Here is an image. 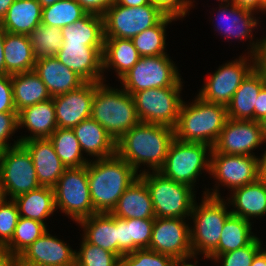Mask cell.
Wrapping results in <instances>:
<instances>
[{"instance_id":"1","label":"cell","mask_w":266,"mask_h":266,"mask_svg":"<svg viewBox=\"0 0 266 266\" xmlns=\"http://www.w3.org/2000/svg\"><path fill=\"white\" fill-rule=\"evenodd\" d=\"M174 139L175 130L170 126L139 122L116 141V154L139 174L158 171Z\"/></svg>"},{"instance_id":"2","label":"cell","mask_w":266,"mask_h":266,"mask_svg":"<svg viewBox=\"0 0 266 266\" xmlns=\"http://www.w3.org/2000/svg\"><path fill=\"white\" fill-rule=\"evenodd\" d=\"M90 196L97 213H111L124 191L138 178V172L117 154L87 164Z\"/></svg>"},{"instance_id":"3","label":"cell","mask_w":266,"mask_h":266,"mask_svg":"<svg viewBox=\"0 0 266 266\" xmlns=\"http://www.w3.org/2000/svg\"><path fill=\"white\" fill-rule=\"evenodd\" d=\"M188 103V104H187ZM227 106L209 103L199 96L191 103L183 100L175 130L182 142L205 143L213 147L227 121Z\"/></svg>"},{"instance_id":"4","label":"cell","mask_w":266,"mask_h":266,"mask_svg":"<svg viewBox=\"0 0 266 266\" xmlns=\"http://www.w3.org/2000/svg\"><path fill=\"white\" fill-rule=\"evenodd\" d=\"M90 117L115 141L140 122L133 95L122 87L115 88L105 82L95 83Z\"/></svg>"},{"instance_id":"5","label":"cell","mask_w":266,"mask_h":266,"mask_svg":"<svg viewBox=\"0 0 266 266\" xmlns=\"http://www.w3.org/2000/svg\"><path fill=\"white\" fill-rule=\"evenodd\" d=\"M202 196L201 203L194 202L189 218L190 238L193 256L202 255L206 259L218 246L224 222L232 213L228 210L229 204L224 196L223 198Z\"/></svg>"},{"instance_id":"6","label":"cell","mask_w":266,"mask_h":266,"mask_svg":"<svg viewBox=\"0 0 266 266\" xmlns=\"http://www.w3.org/2000/svg\"><path fill=\"white\" fill-rule=\"evenodd\" d=\"M212 147L205 143L171 142L165 162L158 170L163 176L177 183L196 189L202 173L210 175ZM205 170V172H204Z\"/></svg>"},{"instance_id":"7","label":"cell","mask_w":266,"mask_h":266,"mask_svg":"<svg viewBox=\"0 0 266 266\" xmlns=\"http://www.w3.org/2000/svg\"><path fill=\"white\" fill-rule=\"evenodd\" d=\"M146 183L156 217L189 219L194 202L195 190L163 176L159 171L139 174Z\"/></svg>"},{"instance_id":"8","label":"cell","mask_w":266,"mask_h":266,"mask_svg":"<svg viewBox=\"0 0 266 266\" xmlns=\"http://www.w3.org/2000/svg\"><path fill=\"white\" fill-rule=\"evenodd\" d=\"M55 206L66 217L78 223L97 212L90 196L87 165L67 168L53 187Z\"/></svg>"},{"instance_id":"9","label":"cell","mask_w":266,"mask_h":266,"mask_svg":"<svg viewBox=\"0 0 266 266\" xmlns=\"http://www.w3.org/2000/svg\"><path fill=\"white\" fill-rule=\"evenodd\" d=\"M210 178L214 189L205 187L203 195L222 198L220 187L232 191L259 179V156L211 153Z\"/></svg>"},{"instance_id":"10","label":"cell","mask_w":266,"mask_h":266,"mask_svg":"<svg viewBox=\"0 0 266 266\" xmlns=\"http://www.w3.org/2000/svg\"><path fill=\"white\" fill-rule=\"evenodd\" d=\"M182 78L172 87L152 88L135 92L133 98L140 122L175 128L183 98Z\"/></svg>"},{"instance_id":"11","label":"cell","mask_w":266,"mask_h":266,"mask_svg":"<svg viewBox=\"0 0 266 266\" xmlns=\"http://www.w3.org/2000/svg\"><path fill=\"white\" fill-rule=\"evenodd\" d=\"M179 72L169 55L141 57L118 82L133 95L142 90L172 87L182 78Z\"/></svg>"},{"instance_id":"12","label":"cell","mask_w":266,"mask_h":266,"mask_svg":"<svg viewBox=\"0 0 266 266\" xmlns=\"http://www.w3.org/2000/svg\"><path fill=\"white\" fill-rule=\"evenodd\" d=\"M241 56L225 62L208 78L206 76L197 96L206 102L227 106L243 80L257 66L256 56Z\"/></svg>"},{"instance_id":"13","label":"cell","mask_w":266,"mask_h":266,"mask_svg":"<svg viewBox=\"0 0 266 266\" xmlns=\"http://www.w3.org/2000/svg\"><path fill=\"white\" fill-rule=\"evenodd\" d=\"M102 16L104 37L132 39L155 26L165 15L151 3L137 7L114 3Z\"/></svg>"},{"instance_id":"14","label":"cell","mask_w":266,"mask_h":266,"mask_svg":"<svg viewBox=\"0 0 266 266\" xmlns=\"http://www.w3.org/2000/svg\"><path fill=\"white\" fill-rule=\"evenodd\" d=\"M0 173L7 199L41 187L32 157L22 144L0 150Z\"/></svg>"},{"instance_id":"15","label":"cell","mask_w":266,"mask_h":266,"mask_svg":"<svg viewBox=\"0 0 266 266\" xmlns=\"http://www.w3.org/2000/svg\"><path fill=\"white\" fill-rule=\"evenodd\" d=\"M218 6L215 7L219 9L215 18L218 23L215 22L214 27L216 29L214 31H217L218 35L222 33L221 36L226 40L229 39L228 42L234 38L237 41L241 40V42L250 40L249 46L247 47L249 50L246 54L257 56L261 46V38L258 39L256 37V39L253 32L258 27V24L260 26L262 22H259L260 17L254 15L256 12L241 8L232 2L218 4Z\"/></svg>"},{"instance_id":"16","label":"cell","mask_w":266,"mask_h":266,"mask_svg":"<svg viewBox=\"0 0 266 266\" xmlns=\"http://www.w3.org/2000/svg\"><path fill=\"white\" fill-rule=\"evenodd\" d=\"M188 220L155 217L148 249L169 255L174 259L192 257L190 223Z\"/></svg>"},{"instance_id":"17","label":"cell","mask_w":266,"mask_h":266,"mask_svg":"<svg viewBox=\"0 0 266 266\" xmlns=\"http://www.w3.org/2000/svg\"><path fill=\"white\" fill-rule=\"evenodd\" d=\"M263 144L261 122L228 118L211 153L256 156Z\"/></svg>"},{"instance_id":"18","label":"cell","mask_w":266,"mask_h":266,"mask_svg":"<svg viewBox=\"0 0 266 266\" xmlns=\"http://www.w3.org/2000/svg\"><path fill=\"white\" fill-rule=\"evenodd\" d=\"M76 250L47 231L17 258L16 266H75Z\"/></svg>"},{"instance_id":"19","label":"cell","mask_w":266,"mask_h":266,"mask_svg":"<svg viewBox=\"0 0 266 266\" xmlns=\"http://www.w3.org/2000/svg\"><path fill=\"white\" fill-rule=\"evenodd\" d=\"M104 46L62 44L56 58L85 82H106L103 75ZM105 76V77H104Z\"/></svg>"},{"instance_id":"20","label":"cell","mask_w":266,"mask_h":266,"mask_svg":"<svg viewBox=\"0 0 266 266\" xmlns=\"http://www.w3.org/2000/svg\"><path fill=\"white\" fill-rule=\"evenodd\" d=\"M94 92L95 83L85 82L75 90L52 97L57 128L72 129L90 118Z\"/></svg>"},{"instance_id":"21","label":"cell","mask_w":266,"mask_h":266,"mask_svg":"<svg viewBox=\"0 0 266 266\" xmlns=\"http://www.w3.org/2000/svg\"><path fill=\"white\" fill-rule=\"evenodd\" d=\"M30 153L40 186L53 188L67 169L49 138L28 139L21 143Z\"/></svg>"},{"instance_id":"22","label":"cell","mask_w":266,"mask_h":266,"mask_svg":"<svg viewBox=\"0 0 266 266\" xmlns=\"http://www.w3.org/2000/svg\"><path fill=\"white\" fill-rule=\"evenodd\" d=\"M34 72L46 85L51 97L68 93L79 88L85 81L56 57L36 59Z\"/></svg>"},{"instance_id":"23","label":"cell","mask_w":266,"mask_h":266,"mask_svg":"<svg viewBox=\"0 0 266 266\" xmlns=\"http://www.w3.org/2000/svg\"><path fill=\"white\" fill-rule=\"evenodd\" d=\"M230 194L226 201L233 207L230 209L232 215L250 222L266 216V185L261 180L238 187Z\"/></svg>"},{"instance_id":"24","label":"cell","mask_w":266,"mask_h":266,"mask_svg":"<svg viewBox=\"0 0 266 266\" xmlns=\"http://www.w3.org/2000/svg\"><path fill=\"white\" fill-rule=\"evenodd\" d=\"M28 130L30 135L19 136L22 143L28 139L49 138L57 129L53 99L24 108L18 113V129Z\"/></svg>"},{"instance_id":"25","label":"cell","mask_w":266,"mask_h":266,"mask_svg":"<svg viewBox=\"0 0 266 266\" xmlns=\"http://www.w3.org/2000/svg\"><path fill=\"white\" fill-rule=\"evenodd\" d=\"M266 85V76L256 66L243 80L227 105V116L235 120H254V107L260 90Z\"/></svg>"},{"instance_id":"26","label":"cell","mask_w":266,"mask_h":266,"mask_svg":"<svg viewBox=\"0 0 266 266\" xmlns=\"http://www.w3.org/2000/svg\"><path fill=\"white\" fill-rule=\"evenodd\" d=\"M72 130L83 154L93 157L92 160L108 158L116 154V141L93 118L83 120Z\"/></svg>"},{"instance_id":"27","label":"cell","mask_w":266,"mask_h":266,"mask_svg":"<svg viewBox=\"0 0 266 266\" xmlns=\"http://www.w3.org/2000/svg\"><path fill=\"white\" fill-rule=\"evenodd\" d=\"M111 214L120 219H155L150 193L140 177L124 191Z\"/></svg>"},{"instance_id":"28","label":"cell","mask_w":266,"mask_h":266,"mask_svg":"<svg viewBox=\"0 0 266 266\" xmlns=\"http://www.w3.org/2000/svg\"><path fill=\"white\" fill-rule=\"evenodd\" d=\"M82 228V237L89 243L118 256L116 217L111 213H96L77 223Z\"/></svg>"},{"instance_id":"29","label":"cell","mask_w":266,"mask_h":266,"mask_svg":"<svg viewBox=\"0 0 266 266\" xmlns=\"http://www.w3.org/2000/svg\"><path fill=\"white\" fill-rule=\"evenodd\" d=\"M140 58L131 39L104 37L103 75L111 69L120 79Z\"/></svg>"},{"instance_id":"30","label":"cell","mask_w":266,"mask_h":266,"mask_svg":"<svg viewBox=\"0 0 266 266\" xmlns=\"http://www.w3.org/2000/svg\"><path fill=\"white\" fill-rule=\"evenodd\" d=\"M155 219H120L116 217L118 257L137 249H148Z\"/></svg>"},{"instance_id":"31","label":"cell","mask_w":266,"mask_h":266,"mask_svg":"<svg viewBox=\"0 0 266 266\" xmlns=\"http://www.w3.org/2000/svg\"><path fill=\"white\" fill-rule=\"evenodd\" d=\"M5 74L34 71L36 58L28 35L5 33Z\"/></svg>"},{"instance_id":"32","label":"cell","mask_w":266,"mask_h":266,"mask_svg":"<svg viewBox=\"0 0 266 266\" xmlns=\"http://www.w3.org/2000/svg\"><path fill=\"white\" fill-rule=\"evenodd\" d=\"M42 7L37 0H15L0 25L9 33L29 35L41 24Z\"/></svg>"},{"instance_id":"33","label":"cell","mask_w":266,"mask_h":266,"mask_svg":"<svg viewBox=\"0 0 266 266\" xmlns=\"http://www.w3.org/2000/svg\"><path fill=\"white\" fill-rule=\"evenodd\" d=\"M16 203L20 217L33 219L46 224L47 218L57 211L55 206L54 190L50 187L38 189L16 196Z\"/></svg>"},{"instance_id":"34","label":"cell","mask_w":266,"mask_h":266,"mask_svg":"<svg viewBox=\"0 0 266 266\" xmlns=\"http://www.w3.org/2000/svg\"><path fill=\"white\" fill-rule=\"evenodd\" d=\"M11 82L17 113L26 107L52 98L46 85L34 71L12 74Z\"/></svg>"},{"instance_id":"35","label":"cell","mask_w":266,"mask_h":266,"mask_svg":"<svg viewBox=\"0 0 266 266\" xmlns=\"http://www.w3.org/2000/svg\"><path fill=\"white\" fill-rule=\"evenodd\" d=\"M62 44L104 46L103 16L87 13L75 23L61 28Z\"/></svg>"},{"instance_id":"36","label":"cell","mask_w":266,"mask_h":266,"mask_svg":"<svg viewBox=\"0 0 266 266\" xmlns=\"http://www.w3.org/2000/svg\"><path fill=\"white\" fill-rule=\"evenodd\" d=\"M252 223L254 222L231 214L224 222L218 246L206 259L213 261L217 255L247 246L256 237L252 232Z\"/></svg>"},{"instance_id":"37","label":"cell","mask_w":266,"mask_h":266,"mask_svg":"<svg viewBox=\"0 0 266 266\" xmlns=\"http://www.w3.org/2000/svg\"><path fill=\"white\" fill-rule=\"evenodd\" d=\"M178 19L165 15L155 26L144 30L131 40L141 57H151L167 54V26Z\"/></svg>"},{"instance_id":"38","label":"cell","mask_w":266,"mask_h":266,"mask_svg":"<svg viewBox=\"0 0 266 266\" xmlns=\"http://www.w3.org/2000/svg\"><path fill=\"white\" fill-rule=\"evenodd\" d=\"M57 156L66 168H79L91 160L83 155L80 143L72 129L57 128L49 137Z\"/></svg>"},{"instance_id":"39","label":"cell","mask_w":266,"mask_h":266,"mask_svg":"<svg viewBox=\"0 0 266 266\" xmlns=\"http://www.w3.org/2000/svg\"><path fill=\"white\" fill-rule=\"evenodd\" d=\"M47 226L42 222L20 217L12 239L3 248L16 259L25 249L49 230Z\"/></svg>"},{"instance_id":"40","label":"cell","mask_w":266,"mask_h":266,"mask_svg":"<svg viewBox=\"0 0 266 266\" xmlns=\"http://www.w3.org/2000/svg\"><path fill=\"white\" fill-rule=\"evenodd\" d=\"M87 12L76 0H59L42 8L41 23L63 28L84 17Z\"/></svg>"},{"instance_id":"41","label":"cell","mask_w":266,"mask_h":266,"mask_svg":"<svg viewBox=\"0 0 266 266\" xmlns=\"http://www.w3.org/2000/svg\"><path fill=\"white\" fill-rule=\"evenodd\" d=\"M28 36L36 59L55 57L63 43L61 28L42 23Z\"/></svg>"},{"instance_id":"42","label":"cell","mask_w":266,"mask_h":266,"mask_svg":"<svg viewBox=\"0 0 266 266\" xmlns=\"http://www.w3.org/2000/svg\"><path fill=\"white\" fill-rule=\"evenodd\" d=\"M80 243L75 266H120L116 254L87 242L83 237Z\"/></svg>"},{"instance_id":"43","label":"cell","mask_w":266,"mask_h":266,"mask_svg":"<svg viewBox=\"0 0 266 266\" xmlns=\"http://www.w3.org/2000/svg\"><path fill=\"white\" fill-rule=\"evenodd\" d=\"M263 241L256 236L247 246L217 255L213 262L220 266H250L255 255L263 248Z\"/></svg>"},{"instance_id":"44","label":"cell","mask_w":266,"mask_h":266,"mask_svg":"<svg viewBox=\"0 0 266 266\" xmlns=\"http://www.w3.org/2000/svg\"><path fill=\"white\" fill-rule=\"evenodd\" d=\"M174 258L149 249H137L120 258V266H172Z\"/></svg>"},{"instance_id":"45","label":"cell","mask_w":266,"mask_h":266,"mask_svg":"<svg viewBox=\"0 0 266 266\" xmlns=\"http://www.w3.org/2000/svg\"><path fill=\"white\" fill-rule=\"evenodd\" d=\"M19 218L18 208L13 199L0 203V247H4L12 239Z\"/></svg>"},{"instance_id":"46","label":"cell","mask_w":266,"mask_h":266,"mask_svg":"<svg viewBox=\"0 0 266 266\" xmlns=\"http://www.w3.org/2000/svg\"><path fill=\"white\" fill-rule=\"evenodd\" d=\"M18 130V113H0V150L21 144L20 139L12 138ZM10 138L14 143H9Z\"/></svg>"},{"instance_id":"47","label":"cell","mask_w":266,"mask_h":266,"mask_svg":"<svg viewBox=\"0 0 266 266\" xmlns=\"http://www.w3.org/2000/svg\"><path fill=\"white\" fill-rule=\"evenodd\" d=\"M164 15L172 16L181 20L189 15V11L194 5V0H149Z\"/></svg>"},{"instance_id":"48","label":"cell","mask_w":266,"mask_h":266,"mask_svg":"<svg viewBox=\"0 0 266 266\" xmlns=\"http://www.w3.org/2000/svg\"><path fill=\"white\" fill-rule=\"evenodd\" d=\"M0 113H17L10 74L0 75Z\"/></svg>"},{"instance_id":"49","label":"cell","mask_w":266,"mask_h":266,"mask_svg":"<svg viewBox=\"0 0 266 266\" xmlns=\"http://www.w3.org/2000/svg\"><path fill=\"white\" fill-rule=\"evenodd\" d=\"M87 13L103 15L115 0H76Z\"/></svg>"},{"instance_id":"50","label":"cell","mask_w":266,"mask_h":266,"mask_svg":"<svg viewBox=\"0 0 266 266\" xmlns=\"http://www.w3.org/2000/svg\"><path fill=\"white\" fill-rule=\"evenodd\" d=\"M266 117V85L260 90L256 107H254V121L261 122Z\"/></svg>"},{"instance_id":"51","label":"cell","mask_w":266,"mask_h":266,"mask_svg":"<svg viewBox=\"0 0 266 266\" xmlns=\"http://www.w3.org/2000/svg\"><path fill=\"white\" fill-rule=\"evenodd\" d=\"M257 67L264 73L266 76V35L263 38L261 37V46L259 53L256 56Z\"/></svg>"},{"instance_id":"52","label":"cell","mask_w":266,"mask_h":266,"mask_svg":"<svg viewBox=\"0 0 266 266\" xmlns=\"http://www.w3.org/2000/svg\"><path fill=\"white\" fill-rule=\"evenodd\" d=\"M230 2L241 8L254 11L257 14L260 12V0H231Z\"/></svg>"},{"instance_id":"53","label":"cell","mask_w":266,"mask_h":266,"mask_svg":"<svg viewBox=\"0 0 266 266\" xmlns=\"http://www.w3.org/2000/svg\"><path fill=\"white\" fill-rule=\"evenodd\" d=\"M6 31L0 25V75H5L4 40Z\"/></svg>"},{"instance_id":"54","label":"cell","mask_w":266,"mask_h":266,"mask_svg":"<svg viewBox=\"0 0 266 266\" xmlns=\"http://www.w3.org/2000/svg\"><path fill=\"white\" fill-rule=\"evenodd\" d=\"M0 266H16V259L9 255L3 247H0Z\"/></svg>"},{"instance_id":"55","label":"cell","mask_w":266,"mask_h":266,"mask_svg":"<svg viewBox=\"0 0 266 266\" xmlns=\"http://www.w3.org/2000/svg\"><path fill=\"white\" fill-rule=\"evenodd\" d=\"M259 180L266 185V150L259 156Z\"/></svg>"},{"instance_id":"56","label":"cell","mask_w":266,"mask_h":266,"mask_svg":"<svg viewBox=\"0 0 266 266\" xmlns=\"http://www.w3.org/2000/svg\"><path fill=\"white\" fill-rule=\"evenodd\" d=\"M250 266H266V248L263 247L253 258Z\"/></svg>"},{"instance_id":"57","label":"cell","mask_w":266,"mask_h":266,"mask_svg":"<svg viewBox=\"0 0 266 266\" xmlns=\"http://www.w3.org/2000/svg\"><path fill=\"white\" fill-rule=\"evenodd\" d=\"M115 3L126 7H137L150 3L149 0H115Z\"/></svg>"},{"instance_id":"58","label":"cell","mask_w":266,"mask_h":266,"mask_svg":"<svg viewBox=\"0 0 266 266\" xmlns=\"http://www.w3.org/2000/svg\"><path fill=\"white\" fill-rule=\"evenodd\" d=\"M198 256H192V257H190V258H185V259H175L174 260V262H173V264H172V266H198L197 264H198ZM196 261H195V260ZM190 261V260H193V261H195L194 263H192L193 261H190L189 263H188V261Z\"/></svg>"},{"instance_id":"59","label":"cell","mask_w":266,"mask_h":266,"mask_svg":"<svg viewBox=\"0 0 266 266\" xmlns=\"http://www.w3.org/2000/svg\"><path fill=\"white\" fill-rule=\"evenodd\" d=\"M15 0H0V23L5 18L9 7Z\"/></svg>"},{"instance_id":"60","label":"cell","mask_w":266,"mask_h":266,"mask_svg":"<svg viewBox=\"0 0 266 266\" xmlns=\"http://www.w3.org/2000/svg\"><path fill=\"white\" fill-rule=\"evenodd\" d=\"M6 200H7V197H6V193H5L4 186H3L2 176L0 173V203L4 202Z\"/></svg>"},{"instance_id":"61","label":"cell","mask_w":266,"mask_h":266,"mask_svg":"<svg viewBox=\"0 0 266 266\" xmlns=\"http://www.w3.org/2000/svg\"><path fill=\"white\" fill-rule=\"evenodd\" d=\"M38 3L41 5L42 8L51 6L52 4L56 3L59 0H37Z\"/></svg>"},{"instance_id":"62","label":"cell","mask_w":266,"mask_h":266,"mask_svg":"<svg viewBox=\"0 0 266 266\" xmlns=\"http://www.w3.org/2000/svg\"><path fill=\"white\" fill-rule=\"evenodd\" d=\"M261 127H262L263 141L266 144V117L261 121Z\"/></svg>"},{"instance_id":"63","label":"cell","mask_w":266,"mask_h":266,"mask_svg":"<svg viewBox=\"0 0 266 266\" xmlns=\"http://www.w3.org/2000/svg\"><path fill=\"white\" fill-rule=\"evenodd\" d=\"M266 4V0H260V12L263 11V6Z\"/></svg>"},{"instance_id":"64","label":"cell","mask_w":266,"mask_h":266,"mask_svg":"<svg viewBox=\"0 0 266 266\" xmlns=\"http://www.w3.org/2000/svg\"><path fill=\"white\" fill-rule=\"evenodd\" d=\"M219 4L229 3L231 0H217Z\"/></svg>"},{"instance_id":"65","label":"cell","mask_w":266,"mask_h":266,"mask_svg":"<svg viewBox=\"0 0 266 266\" xmlns=\"http://www.w3.org/2000/svg\"><path fill=\"white\" fill-rule=\"evenodd\" d=\"M262 13H266V4L263 6V11H262Z\"/></svg>"}]
</instances>
